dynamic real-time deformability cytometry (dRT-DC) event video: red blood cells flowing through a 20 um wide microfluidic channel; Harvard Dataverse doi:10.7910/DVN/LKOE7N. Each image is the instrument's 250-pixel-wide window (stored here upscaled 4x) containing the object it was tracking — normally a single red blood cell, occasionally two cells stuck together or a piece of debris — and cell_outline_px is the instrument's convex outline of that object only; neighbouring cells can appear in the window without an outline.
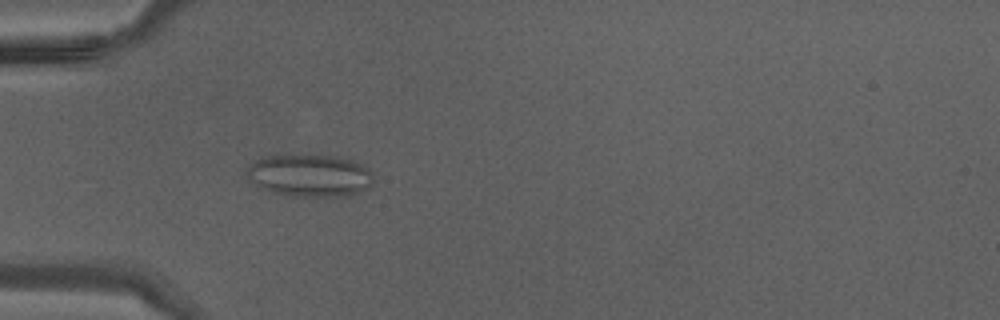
{"species": "Egyptian fruit bat (a non-hibernating species)", "species_latin": "Rousettus aegyptiacus", "temperature_condition": "warm", "stored_images_in_passage": 16, "camera_frame_rate_fps": 3000, "um_per_image_px": 0.085, "animal": {"sex": "male"}, "frame": {"image": 1, "passage_image": 4, "time_ms": 1.0, "image_size_px": [1000, 320], "cell_outline_px": [[372, 184], [368, 188], [348, 196], [292, 196], [272, 192], [256, 184], [244, 172], [256, 160], [268, 156], [284, 152], [296, 152], [340, 156], [352, 160], [360, 164], [372, 172]], "centroid_in_image_um": [26.33, 14.86], "position_along_channel_um": 58.7, "area_um2": 31.96}}
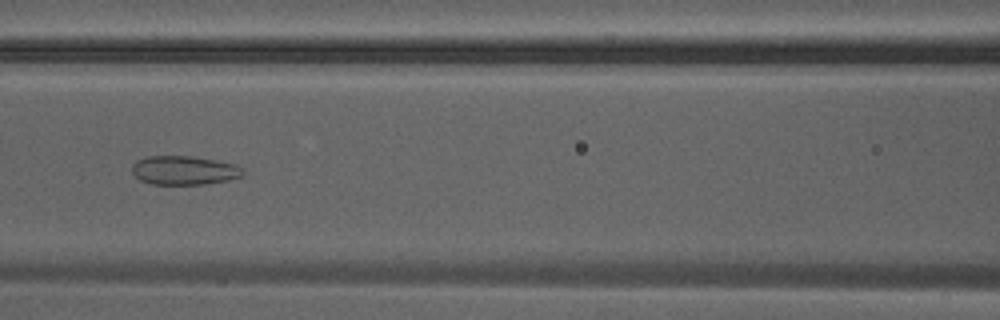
{"frame": {"image": 2, "passage_image": 10, "time_ms": 3.0, "image_size_px": [1000, 320], "cell_outline_px": [[244, 172], [240, 176], [228, 180], [204, 184], [152, 184], [140, 180], [132, 172], [132, 164], [136, 160], [148, 156], [192, 156], [236, 164], [244, 168]], "centroid_in_image_um": [15.64, 14.47], "position_along_channel_um": 151.0, "area_um2": 18.67}}